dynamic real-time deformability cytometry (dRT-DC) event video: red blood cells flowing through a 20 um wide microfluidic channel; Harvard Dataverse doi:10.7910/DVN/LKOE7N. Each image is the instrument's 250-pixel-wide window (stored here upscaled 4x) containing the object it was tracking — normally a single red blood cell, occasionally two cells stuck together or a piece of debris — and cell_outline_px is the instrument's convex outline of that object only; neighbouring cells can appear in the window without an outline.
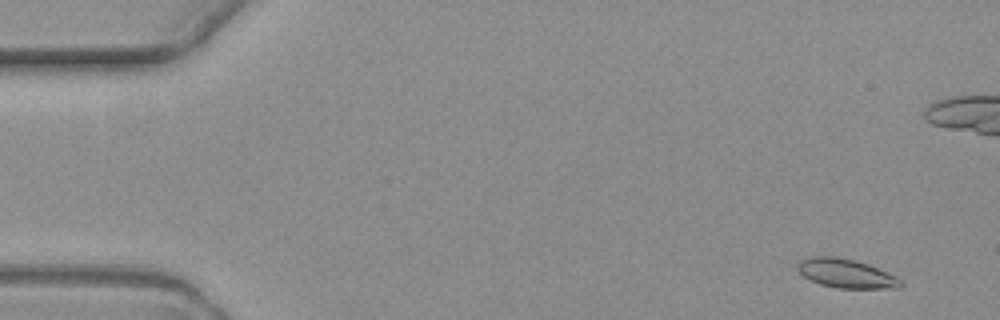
{"species": "common noctule bat (a hibernating species)", "species_latin": "Nyctalus noctula", "temperature_condition": "warm", "stored_images_in_passage": 5, "camera_frame_rate_fps": 3000, "um_per_image_px": 0.085, "animal": {"sex": "female", "body_mass_g": 19.3, "forearm_length_mm": 54.1}, "frame": {"image": 1, "passage_image": 1, "time_ms": 0.0, "image_size_px": [1000, 320], "cell_outline_px": [[904, 284], [900, 288], [836, 288], [820, 284], [804, 276], [796, 268], [796, 264], [800, 260], [812, 256], [836, 256], [856, 260], [868, 264], [896, 276]], "centroid_in_image_um": [71.91, 23.23], "position_along_channel_um": 13.1, "area_um2": 17.46}}